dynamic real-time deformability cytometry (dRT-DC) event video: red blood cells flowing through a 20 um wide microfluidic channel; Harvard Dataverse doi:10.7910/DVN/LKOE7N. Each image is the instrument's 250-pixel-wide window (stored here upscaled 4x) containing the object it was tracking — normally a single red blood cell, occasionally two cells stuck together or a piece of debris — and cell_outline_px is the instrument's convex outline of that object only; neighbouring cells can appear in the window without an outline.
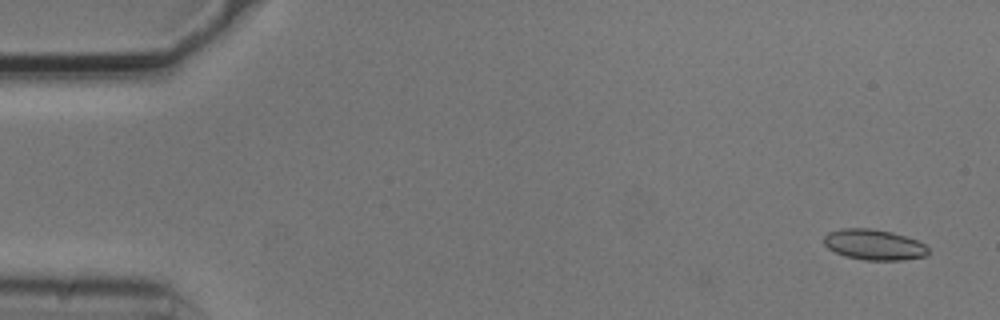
{"species": "common noctule bat (a hibernating species)", "species_latin": "Nyctalus noctula", "temperature_condition": "cold", "stored_images_in_passage": 53, "camera_frame_rate_fps": 3000, "um_per_image_px": 0.085, "animal": {"sex": "male", "body_mass_g": 20.5, "forearm_length_mm": 52.5}, "frame": {"image": 1, "passage_image": 1, "time_ms": 0.0, "image_size_px": [1000, 320], "cell_outline_px": [[928, 256], [904, 260], [864, 260], [844, 256], [828, 248], [824, 244], [824, 236], [828, 232], [840, 228], [868, 228], [892, 232], [916, 240], [924, 244], [928, 248]], "centroid_in_image_um": [74.28, 20.8], "position_along_channel_um": 10.7, "area_um2": 18.67}}
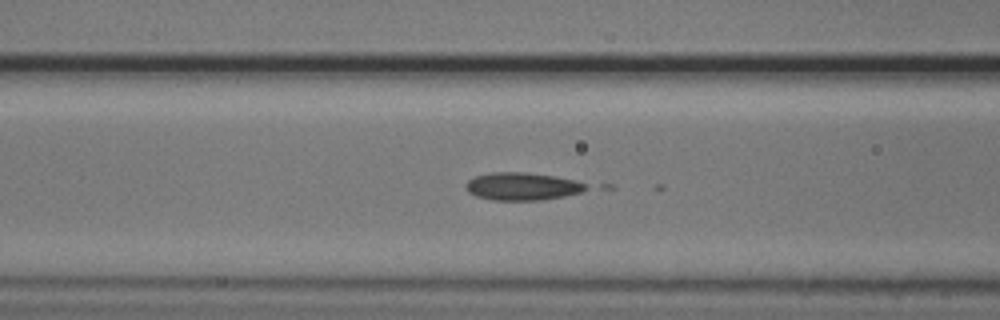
{"frame": {"image": 2, "passage_image": 20, "time_ms": 6.333, "image_size_px": [1000, 320], "cell_outline_px": [[588, 188], [580, 192], [564, 196], [540, 200], [492, 200], [476, 196], [468, 192], [464, 184], [468, 180], [476, 176], [492, 172], [528, 172], [556, 176], [576, 180], [584, 184]], "centroid_in_image_um": [44.36, 15.83], "position_along_channel_um": 122.2, "area_um2": 19.42}}
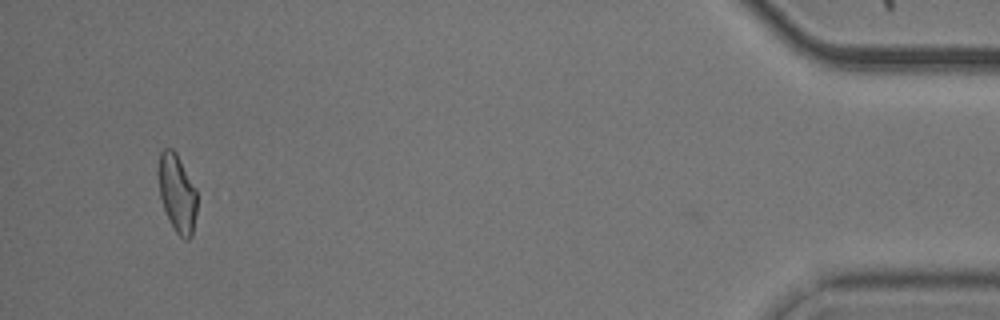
{"frame": {"image": 3, "passage_image": 50, "time_ms": 16.333, "image_size_px": [1000, 320], "cell_outline_px": [[196, 212], [192, 236], [188, 240], [184, 240], [176, 232], [164, 208], [160, 196], [156, 172], [160, 152], [164, 148], [172, 148], [176, 152], [196, 188]], "centroid_in_image_um": [15.03, 16.38], "position_along_channel_um": 420.2, "area_um2": 17.69}}